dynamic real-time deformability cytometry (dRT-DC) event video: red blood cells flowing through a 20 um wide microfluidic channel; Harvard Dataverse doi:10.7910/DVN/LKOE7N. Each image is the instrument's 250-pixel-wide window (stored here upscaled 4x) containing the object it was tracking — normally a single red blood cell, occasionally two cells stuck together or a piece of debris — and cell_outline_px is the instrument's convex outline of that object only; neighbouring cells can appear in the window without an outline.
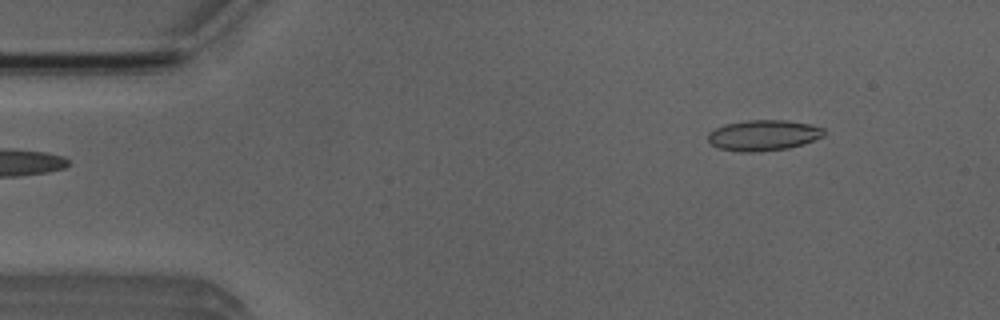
{"species": "Egyptian fruit bat (a non-hibernating species)", "species_latin": "Rousettus aegyptiacus", "temperature_condition": "room temperature", "stored_images_in_passage": 10, "camera_frame_rate_fps": 3000, "um_per_image_px": 0.085, "animal": {"sex": "male"}, "frame": {"image": 1, "passage_image": 1, "time_ms": 0.0, "image_size_px": [1000, 320], "cell_outline_px": [[824, 136], [804, 144], [788, 148], [756, 152], [736, 152], [716, 148], [708, 140], [708, 132], [724, 124], [748, 120], [788, 120], [808, 124], [824, 128]], "centroid_in_image_um": [64.87, 11.51], "position_along_channel_um": 20.1, "area_um2": 20.92}}